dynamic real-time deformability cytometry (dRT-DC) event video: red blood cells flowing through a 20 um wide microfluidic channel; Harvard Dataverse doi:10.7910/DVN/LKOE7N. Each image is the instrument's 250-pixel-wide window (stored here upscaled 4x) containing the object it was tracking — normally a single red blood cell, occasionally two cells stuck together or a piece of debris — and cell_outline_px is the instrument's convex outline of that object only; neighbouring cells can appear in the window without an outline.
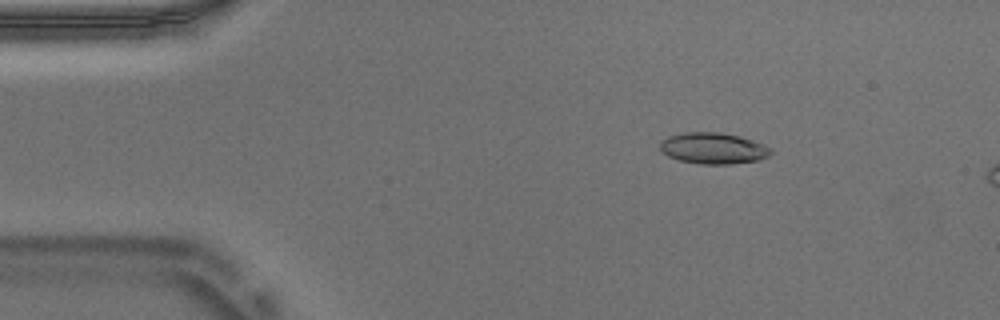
{"species": "Egyptian fruit bat (a non-hibernating species)", "species_latin": "Rousettus aegyptiacus", "temperature_condition": "warm", "stored_images_in_passage": 14, "camera_frame_rate_fps": 3000, "um_per_image_px": 0.085, "animal": {"sex": "male"}, "frame": {"image": 1, "passage_image": 8, "time_ms": 2.333, "image_size_px": [1000, 320], "cell_outline_px": [[772, 152], [768, 156], [756, 160], [732, 164], [700, 164], [680, 160], [668, 156], [660, 148], [660, 144], [668, 136], [684, 132], [720, 132], [740, 136], [752, 140], [772, 148]], "centroid_in_image_um": [60.64, 12.6], "position_along_channel_um": 24.4, "area_um2": 20.0}}